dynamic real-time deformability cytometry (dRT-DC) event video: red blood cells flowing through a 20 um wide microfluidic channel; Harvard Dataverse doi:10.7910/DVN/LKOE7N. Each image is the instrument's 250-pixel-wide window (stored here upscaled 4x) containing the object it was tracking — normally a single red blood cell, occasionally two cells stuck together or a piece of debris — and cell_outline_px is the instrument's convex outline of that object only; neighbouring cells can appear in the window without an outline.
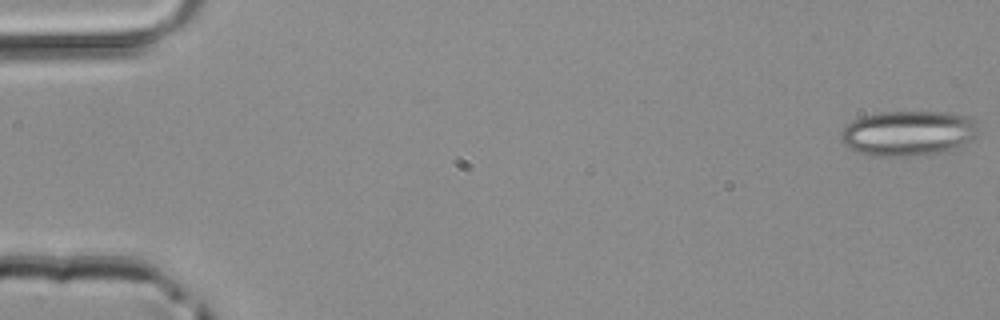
{"species": "common noctule bat (a hibernating species)", "species_latin": "Nyctalus noctula", "temperature_condition": "room temperature", "stored_images_in_passage": 48, "camera_frame_rate_fps": 3000, "um_per_image_px": 0.085, "animal": {"sex": "male", "body_mass_g": 20.4}, "frame": {"image": 1, "passage_image": 1, "time_ms": 0.0, "image_size_px": [1000, 320], "cell_outline_px": [[976, 136], [956, 148], [944, 152], [924, 156], [872, 156], [856, 152], [848, 148], [840, 140], [840, 132], [852, 120], [860, 116], [880, 112], [948, 112], [968, 116], [976, 124]], "centroid_in_image_um": [77.15, 11.34], "position_along_channel_um": 7.9, "area_um2": 36.53}}
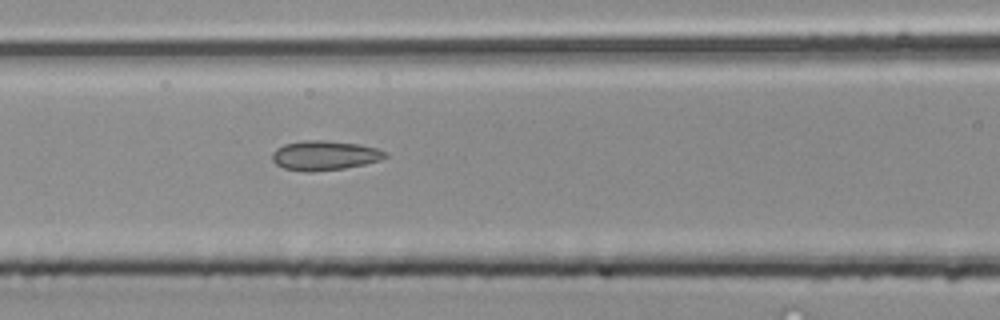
{"frame": {"image": 2, "passage_image": 21, "time_ms": 6.667, "image_size_px": [1000, 320], "cell_outline_px": [[388, 156], [380, 160], [364, 164], [344, 168], [312, 172], [304, 172], [284, 168], [276, 164], [272, 160], [272, 152], [276, 148], [284, 144], [300, 140], [324, 140], [360, 144], [376, 148], [388, 152]], "centroid_in_image_um": [27.57, 13.21], "position_along_channel_um": 139.0, "area_um2": 19.65}}
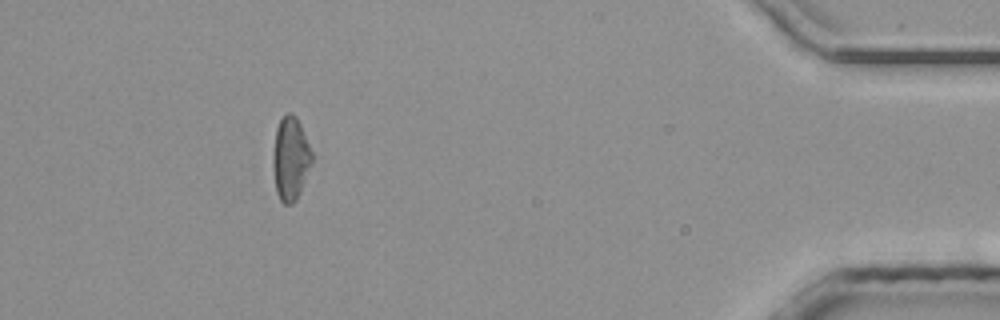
{"frame": {"image": 3, "passage_image": 44, "time_ms": 14.333, "image_size_px": [1000, 320], "cell_outline_px": [[312, 164], [300, 192], [296, 200], [292, 204], [284, 204], [280, 200], [276, 192], [272, 164], [272, 156], [276, 128], [280, 120], [288, 112], [292, 112], [296, 116], [300, 124], [312, 152]], "centroid_in_image_um": [24.68, 13.49], "position_along_channel_um": 410.5, "area_um2": 19.02}}